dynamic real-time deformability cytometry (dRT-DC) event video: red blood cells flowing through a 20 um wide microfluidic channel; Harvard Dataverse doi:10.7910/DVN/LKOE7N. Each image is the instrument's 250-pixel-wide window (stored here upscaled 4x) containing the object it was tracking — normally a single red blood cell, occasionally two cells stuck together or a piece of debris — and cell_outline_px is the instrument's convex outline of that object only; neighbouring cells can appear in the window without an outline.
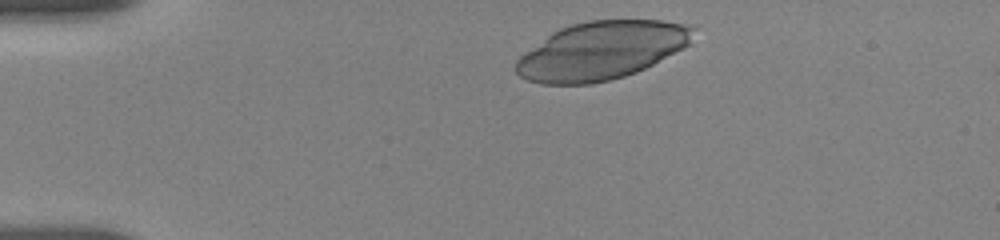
{"species": "human", "species_latin": "Homo sapiens", "temperature_condition": "room temperature", "stored_images_in_passage": 11, "camera_frame_rate_fps": 3000, "um_per_image_px": 0.085, "donor": {"sex": "female"}, "frame": {"image": 1, "passage_image": 1, "time_ms": 0.0, "image_size_px": [1000, 240], "cell_outline_px": [[696, 28], [688, 44], [684, 48], [636, 72], [624, 76], [592, 84], [540, 84], [528, 80], [520, 76], [512, 68], [516, 60], [520, 56], [552, 32], [560, 28], [572, 24], [588, 20], [660, 20], [684, 24]], "centroid_in_image_um": [51.09, 4.3], "position_along_channel_um": 33.9, "area_um2": 59.77}}